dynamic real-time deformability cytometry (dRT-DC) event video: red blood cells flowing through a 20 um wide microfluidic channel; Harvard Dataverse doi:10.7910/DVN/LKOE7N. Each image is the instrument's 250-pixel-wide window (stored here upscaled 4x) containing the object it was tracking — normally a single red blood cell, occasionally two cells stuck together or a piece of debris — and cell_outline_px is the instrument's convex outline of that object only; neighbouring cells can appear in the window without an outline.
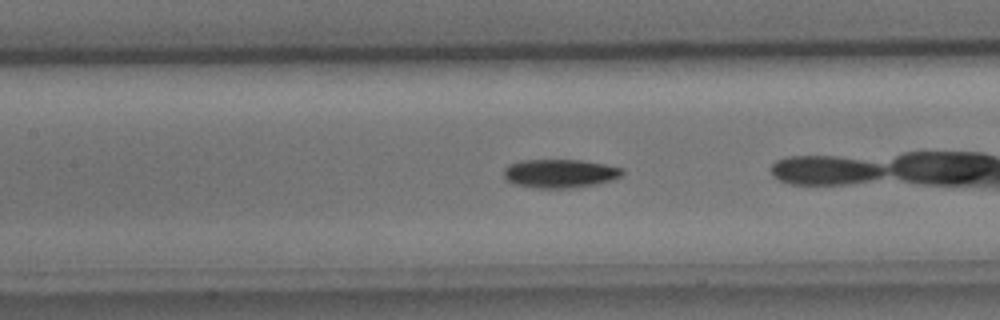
{"species": "common noctule bat (a hibernating species)", "species_latin": "Nyctalus noctula", "temperature_condition": "cold", "stored_images_in_passage": 48, "camera_frame_rate_fps": 3000, "um_per_image_px": 0.085, "animal": {"sex": "male", "body_mass_g": 15.6}, "frame": {"image": 1, "passage_image": 20, "time_ms": 6.333, "image_size_px": [1000, 320], "cell_outline_px": [[624, 172], [620, 176], [612, 180], [596, 184], [568, 188], [536, 188], [512, 184], [504, 176], [504, 168], [508, 164], [520, 160], [580, 160], [604, 164], [624, 168]], "centroid_in_image_um": [47.57, 14.74], "position_along_channel_um": 159.8, "area_um2": 19.83}}
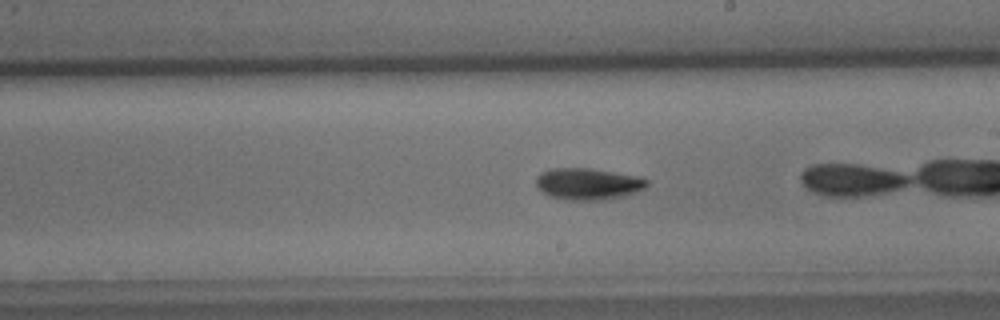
{"frame": {"image": 2, "passage_image": 26, "time_ms": 8.333, "image_size_px": [1000, 320], "cell_outline_px": [[648, 184], [644, 188], [636, 192], [624, 196], [604, 200], [564, 200], [552, 196], [536, 188], [536, 176], [540, 172], [552, 168], [588, 168], [640, 176], [648, 180]], "centroid_in_image_um": [49.97, 15.63], "position_along_channel_um": 239.0, "area_um2": 20.58}, "authors_computed_cell_mechanics": {"area_um2": 19.3341, "velocity_mm_per_s": 3.9732, "shape_relaxation_time_tau1_ms": 2.2859, "shape_relaxation_time_tau2_ms": null, "deformation_change_tau1": 0.1244, "deformation_change_tau2": null}}